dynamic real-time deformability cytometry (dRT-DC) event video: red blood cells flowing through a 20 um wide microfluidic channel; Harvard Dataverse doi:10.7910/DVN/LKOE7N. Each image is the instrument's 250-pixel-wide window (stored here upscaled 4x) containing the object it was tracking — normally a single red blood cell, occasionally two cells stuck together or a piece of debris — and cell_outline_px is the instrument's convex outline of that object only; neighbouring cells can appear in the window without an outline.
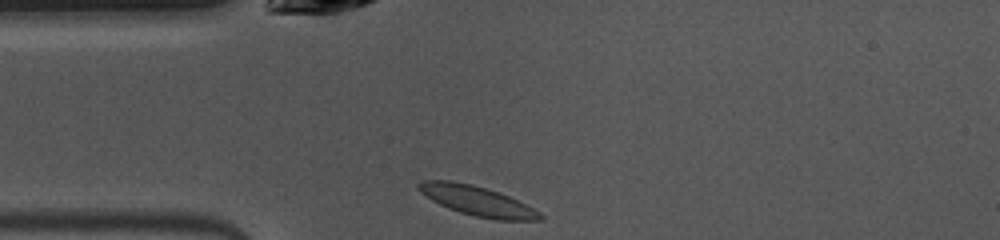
{"species": "common noctule bat (a hibernating species)", "species_latin": "Nyctalus noctula", "temperature_condition": "warm", "stored_images_in_passage": 39, "camera_frame_rate_fps": 3000, "um_per_image_px": 0.085, "animal": {"sex": "female", "body_mass_g": 10.0, "forearm_length_mm": 53.1}, "frame": {"image": 1, "passage_image": 1, "time_ms": 0.0, "image_size_px": [1000, 240], "cell_outline_px": [[544, 220], [496, 220], [476, 216], [460, 212], [448, 208], [432, 200], [420, 192], [416, 188], [416, 184], [424, 180], [452, 180], [472, 184], [500, 192], [540, 212], [544, 216]], "centroid_in_image_um": [40.54, 17.06], "position_along_channel_um": 44.5, "area_um2": 20.98}}
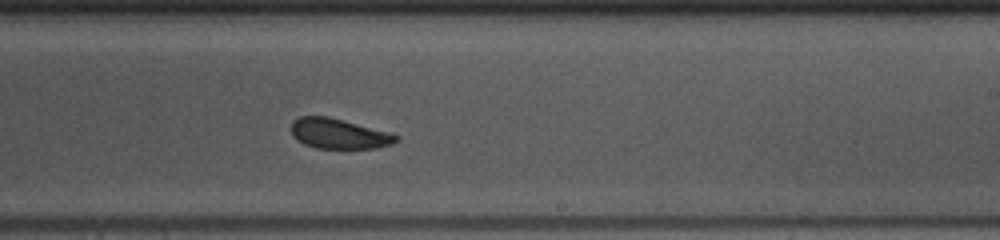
{"frame": {"image": 2, "passage_image": 18, "time_ms": 5.667, "image_size_px": [1000, 240], "cell_outline_px": [[400, 140], [392, 144], [376, 148], [316, 148], [304, 144], [296, 140], [292, 136], [292, 120], [300, 116], [328, 116], [388, 132], [400, 136]], "centroid_in_image_um": [28.79, 11.37], "position_along_channel_um": 260.2, "area_um2": 18.44}}
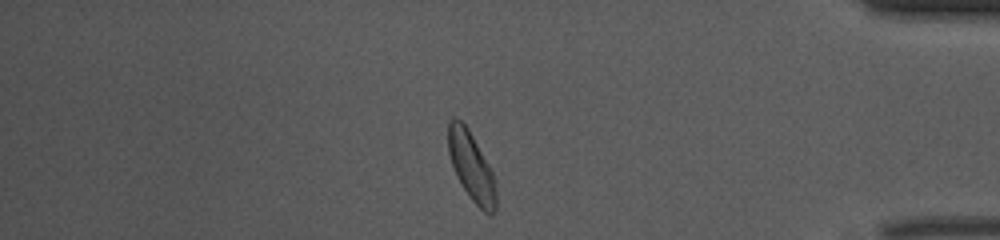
{"frame": {"image": 3, "passage_image": 31, "time_ms": 10.0, "image_size_px": [1000, 240], "cell_outline_px": [[496, 208], [492, 216], [488, 216], [472, 200], [464, 188], [452, 164], [448, 152], [448, 120], [452, 116], [456, 116], [468, 128], [488, 164], [496, 180]], "centroid_in_image_um": [40.08, 14.15], "position_along_channel_um": 395.1, "area_um2": 19.07}, "authors_computed_cell_mechanics": {"area_um2": 19.5364, "velocity_mm_per_s": 3.9604, "shape_relaxation_time_tau1_ms": 1.7991, "shape_relaxation_time_tau2_ms": 1.7811, "deformation_change_tau1": 0.0988, "deformation_change_tau2": 0.0561}}